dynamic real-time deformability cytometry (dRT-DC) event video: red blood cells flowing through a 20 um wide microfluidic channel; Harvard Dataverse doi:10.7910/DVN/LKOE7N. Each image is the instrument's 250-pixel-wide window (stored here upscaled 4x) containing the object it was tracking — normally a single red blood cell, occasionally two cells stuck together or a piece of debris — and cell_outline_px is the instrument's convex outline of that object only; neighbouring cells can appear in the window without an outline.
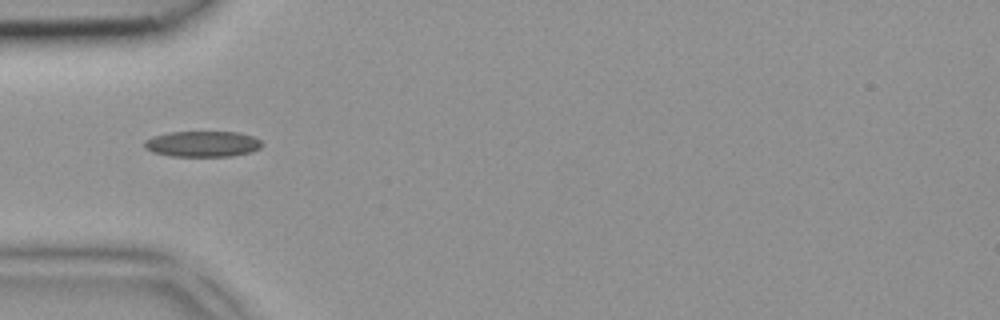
{"species": "common noctule bat (a hibernating species)", "species_latin": "Nyctalus noctula", "temperature_condition": "room temperature", "stored_images_in_passage": 4, "camera_frame_rate_fps": 3000, "um_per_image_px": 0.085, "animal": {"sex": "female", "body_mass_g": 18.4}, "frame": {"image": 1, "passage_image": 4, "time_ms": 1.0, "image_size_px": [1000, 320], "cell_outline_px": [[264, 144], [260, 148], [252, 152], [232, 156], [172, 156], [152, 152], [144, 148], [144, 140], [152, 136], [168, 132], [236, 132], [252, 136], [260, 140]], "centroid_in_image_um": [17.2, 12.23], "position_along_channel_um": 67.8, "area_um2": 17.8}}